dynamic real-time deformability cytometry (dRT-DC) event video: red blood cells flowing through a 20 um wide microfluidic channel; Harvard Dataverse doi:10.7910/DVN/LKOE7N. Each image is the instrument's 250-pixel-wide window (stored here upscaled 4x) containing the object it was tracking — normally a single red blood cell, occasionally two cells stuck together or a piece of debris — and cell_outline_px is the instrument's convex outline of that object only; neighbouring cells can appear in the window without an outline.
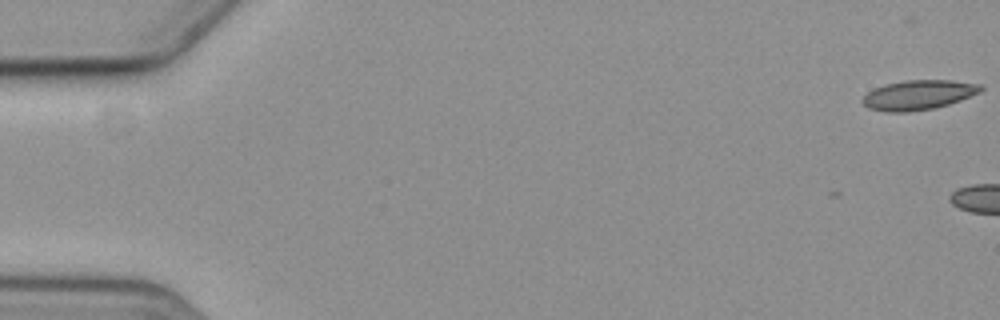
{"species": "common noctule bat (a hibernating species)", "species_latin": "Nyctalus noctula", "temperature_condition": "cold", "stored_images_in_passage": 2, "camera_frame_rate_fps": 3000, "um_per_image_px": 0.085, "animal": {"sex": "female", "body_mass_g": 19.3, "forearm_length_mm": 54.1}, "frame": {"image": 1, "passage_image": 1, "time_ms": 0.0, "image_size_px": [1000, 320], "cell_outline_px": [[984, 88], [980, 92], [960, 100], [948, 104], [932, 108], [904, 112], [884, 112], [868, 108], [860, 100], [868, 92], [884, 84], [904, 80], [952, 80], [980, 84]], "centroid_in_image_um": [78.05, 8.06], "position_along_channel_um": 7.0, "area_um2": 20.35}}